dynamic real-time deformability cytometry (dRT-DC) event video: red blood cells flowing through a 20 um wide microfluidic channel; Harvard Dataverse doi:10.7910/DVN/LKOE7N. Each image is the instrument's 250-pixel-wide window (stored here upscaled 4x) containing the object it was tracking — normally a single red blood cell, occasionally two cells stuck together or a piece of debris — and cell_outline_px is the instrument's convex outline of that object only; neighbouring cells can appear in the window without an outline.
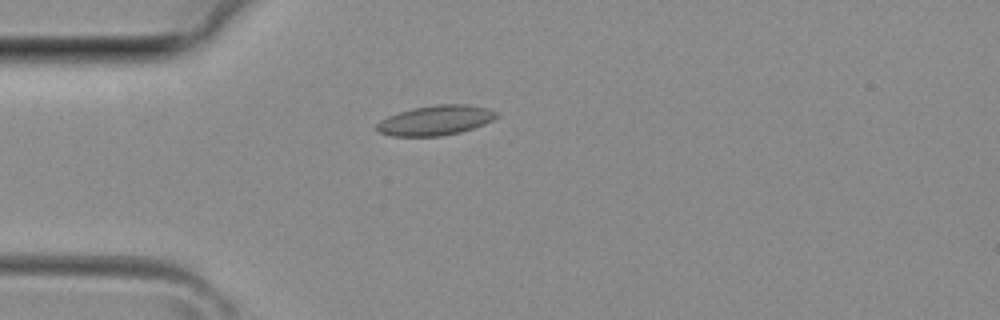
{"species": "common noctule bat (a hibernating species)", "species_latin": "Nyctalus noctula", "temperature_condition": "room temperature", "stored_images_in_passage": 19, "camera_frame_rate_fps": 3000, "um_per_image_px": 0.085, "animal": {"sex": "female", "body_mass_g": 29.2, "forearm_length_mm": 56.3}, "frame": {"image": 1, "passage_image": 2, "time_ms": 0.333, "image_size_px": [1000, 320], "cell_outline_px": [[500, 112], [492, 120], [484, 124], [460, 132], [440, 136], [392, 136], [380, 132], [376, 128], [376, 124], [380, 120], [388, 116], [412, 108], [436, 104], [468, 104], [488, 108]], "centroid_in_image_um": [37.04, 10.22], "position_along_channel_um": 48.0, "area_um2": 20.81}}
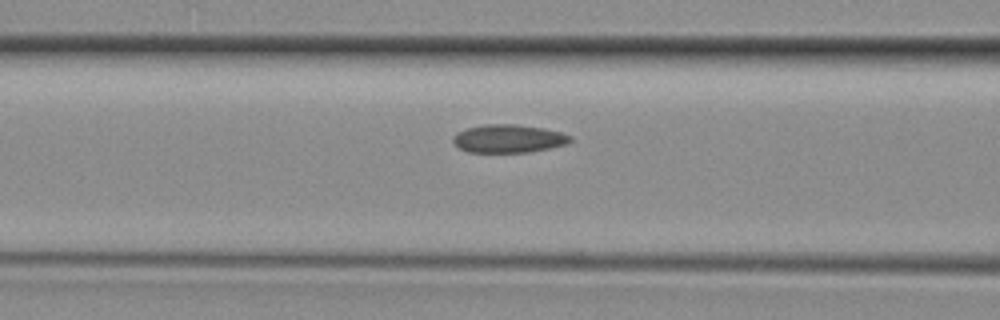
{"frame": {"image": 2, "passage_image": 7, "time_ms": 2.0, "image_size_px": [1000, 320], "cell_outline_px": [[572, 140], [568, 144], [528, 152], [468, 152], [460, 148], [452, 140], [452, 136], [456, 132], [468, 128], [484, 124], [516, 124], [544, 128], [560, 132], [572, 136]], "centroid_in_image_um": [43.22, 11.77], "position_along_channel_um": 123.4, "area_um2": 19.25}}
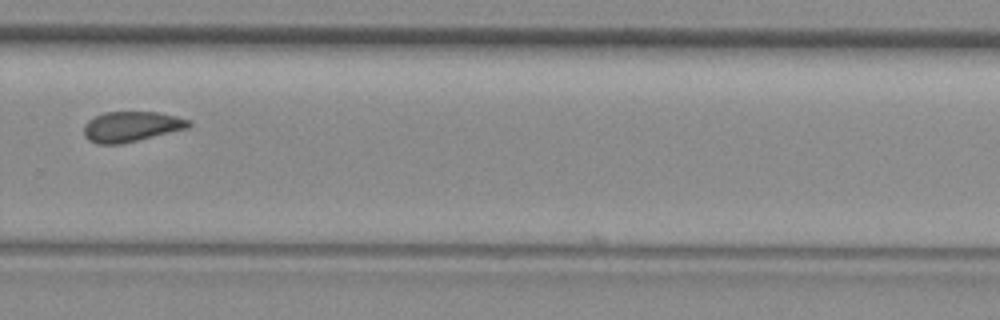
{"frame": {"image": 3, "passage_image": 18, "time_ms": 5.667, "image_size_px": [1000, 320], "cell_outline_px": [[192, 124], [188, 128], [120, 144], [96, 144], [88, 140], [84, 136], [84, 124], [88, 120], [104, 112], [156, 112], [176, 116], [192, 120]], "centroid_in_image_um": [11.15, 10.76], "position_along_channel_um": 318.6, "area_um2": 18.5}}